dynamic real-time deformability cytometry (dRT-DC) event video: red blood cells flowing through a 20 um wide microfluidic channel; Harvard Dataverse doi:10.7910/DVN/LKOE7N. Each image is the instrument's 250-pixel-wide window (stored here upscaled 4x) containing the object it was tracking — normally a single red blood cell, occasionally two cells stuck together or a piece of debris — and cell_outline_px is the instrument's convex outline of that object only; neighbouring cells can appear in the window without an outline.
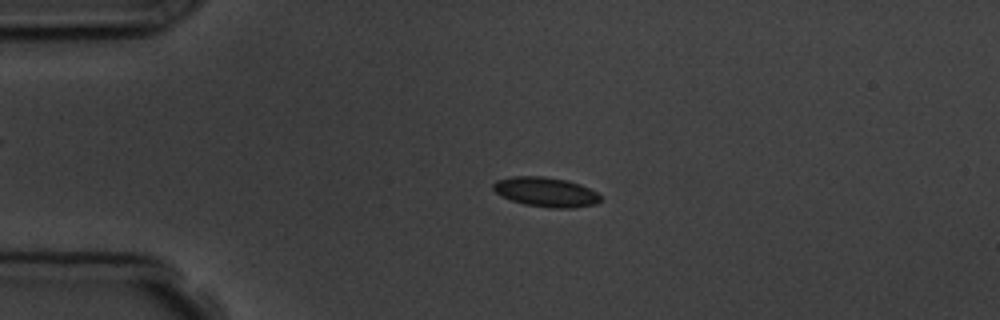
{"species": "common noctule bat (a hibernating species)", "species_latin": "Nyctalus noctula", "temperature_condition": "room temperature", "stored_images_in_passage": 4, "camera_frame_rate_fps": 3000, "um_per_image_px": 0.085, "animal": {"sex": "male", "body_mass_g": 19.5, "forearm_length_mm": 54.6}, "frame": {"image": 1, "passage_image": 3, "time_ms": 2.333, "image_size_px": [1000, 320], "cell_outline_px": [[600, 200], [596, 204], [572, 208], [548, 208], [524, 204], [512, 200], [496, 192], [492, 188], [492, 184], [496, 180], [512, 176], [544, 176], [568, 180], [580, 184], [596, 192], [600, 196]], "centroid_in_image_um": [46.39, 16.31], "position_along_channel_um": 38.6, "area_um2": 18.5}}